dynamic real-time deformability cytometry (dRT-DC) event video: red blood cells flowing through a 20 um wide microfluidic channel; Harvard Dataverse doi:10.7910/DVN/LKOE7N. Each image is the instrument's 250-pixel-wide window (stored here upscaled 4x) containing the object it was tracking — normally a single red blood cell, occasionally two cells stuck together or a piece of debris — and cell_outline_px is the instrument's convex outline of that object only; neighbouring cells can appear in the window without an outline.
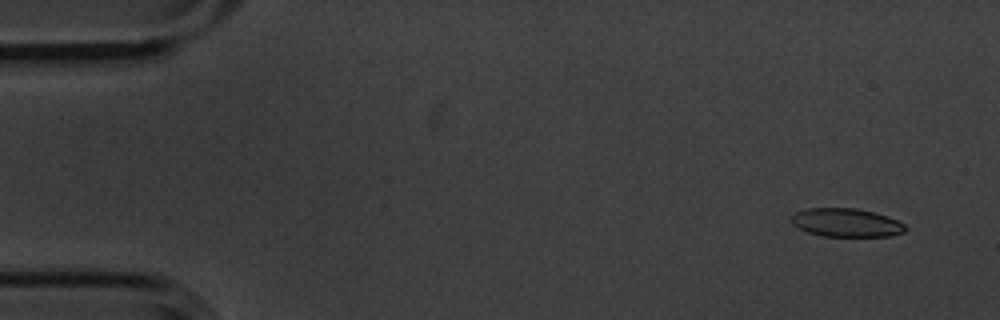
{"species": "common noctule bat (a hibernating species)", "species_latin": "Nyctalus noctula", "temperature_condition": "cold", "stored_images_in_passage": 5, "camera_frame_rate_fps": 3000, "um_per_image_px": 0.085, "animal": {"sex": "male", "body_mass_g": 20.1, "forearm_length_mm": 53.5}, "frame": {"image": 1, "passage_image": 1, "time_ms": 0.0, "image_size_px": [1000, 320], "cell_outline_px": [[908, 228], [904, 232], [892, 236], [820, 236], [808, 232], [792, 224], [792, 216], [796, 212], [804, 208], [856, 208], [888, 216], [904, 224]], "centroid_in_image_um": [71.94, 18.92], "position_along_channel_um": 13.1, "area_um2": 18.9}}
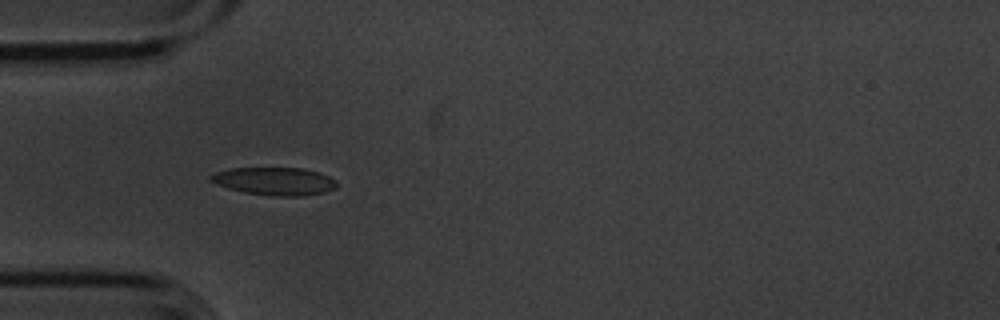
{"frame": {"image": 2, "passage_image": 4, "time_ms": 1.0, "image_size_px": [1000, 320], "cell_outline_px": [[336, 188], [324, 192], [300, 196], [276, 196], [244, 192], [228, 188], [216, 184], [208, 180], [208, 176], [216, 172], [232, 168], [304, 168], [320, 172], [336, 180]], "centroid_in_image_um": [23.33, 15.39], "position_along_channel_um": 61.7, "area_um2": 20.46}}
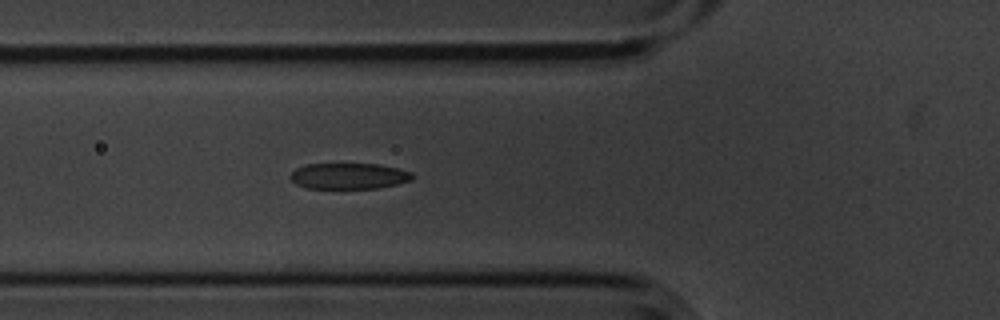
{"frame": {"image": 3, "passage_image": 5, "time_ms": 1.333, "image_size_px": [1000, 320], "cell_outline_px": [[416, 176], [412, 180], [380, 188], [304, 188], [296, 184], [288, 176], [296, 168], [304, 164], [380, 164], [412, 172]], "centroid_in_image_um": [29.65, 14.96], "position_along_channel_um": 96.1, "area_um2": 18.61}}